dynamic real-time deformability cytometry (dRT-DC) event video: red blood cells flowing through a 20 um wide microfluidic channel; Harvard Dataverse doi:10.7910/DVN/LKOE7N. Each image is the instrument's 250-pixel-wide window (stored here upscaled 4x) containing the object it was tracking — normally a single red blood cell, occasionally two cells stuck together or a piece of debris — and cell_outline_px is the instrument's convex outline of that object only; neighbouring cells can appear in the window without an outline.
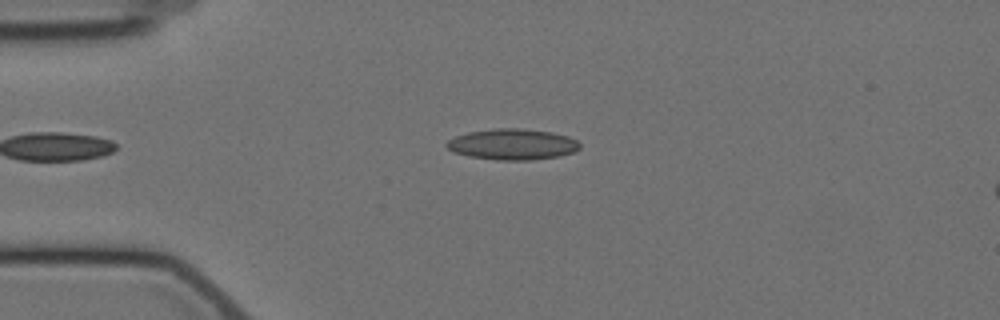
{"species": "Egyptian fruit bat (a non-hibernating species)", "species_latin": "Rousettus aegyptiacus", "temperature_condition": "cold", "stored_images_in_passage": 41, "camera_frame_rate_fps": 3000, "um_per_image_px": 0.085, "animal": {"sex": "female"}, "frame": {"image": 1, "passage_image": 2, "time_ms": 0.333, "image_size_px": [1000, 320], "cell_outline_px": [[580, 148], [572, 152], [560, 156], [532, 160], [500, 160], [468, 156], [452, 152], [444, 144], [448, 140], [456, 136], [468, 132], [496, 128], [516, 128], [552, 132], [568, 136], [576, 140], [580, 144]], "centroid_in_image_um": [43.55, 12.27], "position_along_channel_um": 41.5, "area_um2": 23.99}}
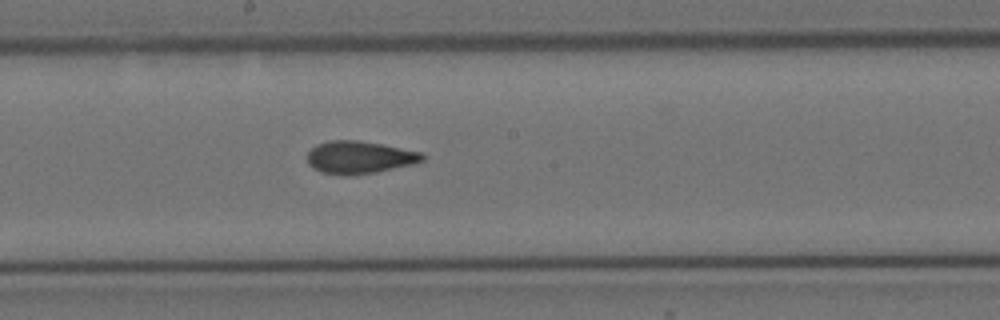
{"frame": {"image": 2, "passage_image": 19, "time_ms": 6.0, "image_size_px": [1000, 320], "cell_outline_px": [[424, 160], [416, 164], [376, 172], [348, 176], [344, 176], [320, 172], [312, 168], [308, 164], [308, 152], [316, 144], [328, 140], [356, 140], [380, 144], [420, 152], [424, 156]], "centroid_in_image_um": [30.52, 13.39], "position_along_channel_um": 217.7, "area_um2": 21.96}}
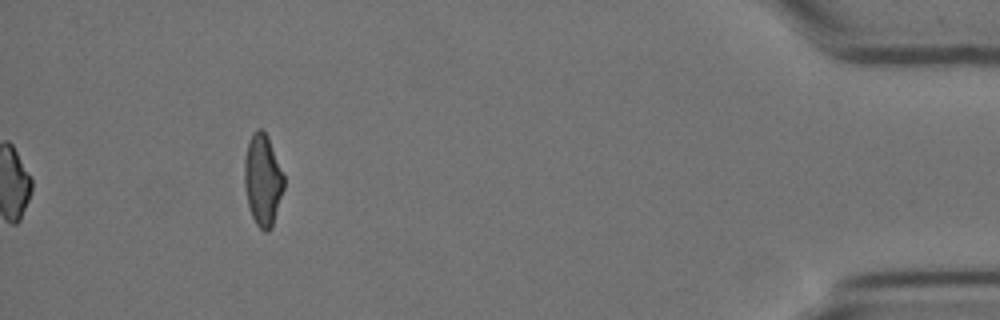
{"frame": {"image": 3, "passage_image": 41, "time_ms": 13.333, "image_size_px": [1000, 320], "cell_outline_px": [[284, 188], [272, 228], [268, 232], [264, 232], [256, 224], [252, 216], [248, 204], [244, 188], [244, 160], [248, 144], [252, 132], [256, 128], [260, 128], [268, 136], [284, 176]], "centroid_in_image_um": [22.33, 15.31], "position_along_channel_um": 412.9, "area_um2": 21.15}, "authors_computed_cell_mechanics": {"area_um2": 21.7328, "velocity_mm_per_s": 3.5207, "shape_relaxation_time_tau1_ms": 6.159, "shape_relaxation_time_tau2_ms": 2.2681, "deformation_change_tau1": 0.1541, "deformation_change_tau2": 0.0869}}